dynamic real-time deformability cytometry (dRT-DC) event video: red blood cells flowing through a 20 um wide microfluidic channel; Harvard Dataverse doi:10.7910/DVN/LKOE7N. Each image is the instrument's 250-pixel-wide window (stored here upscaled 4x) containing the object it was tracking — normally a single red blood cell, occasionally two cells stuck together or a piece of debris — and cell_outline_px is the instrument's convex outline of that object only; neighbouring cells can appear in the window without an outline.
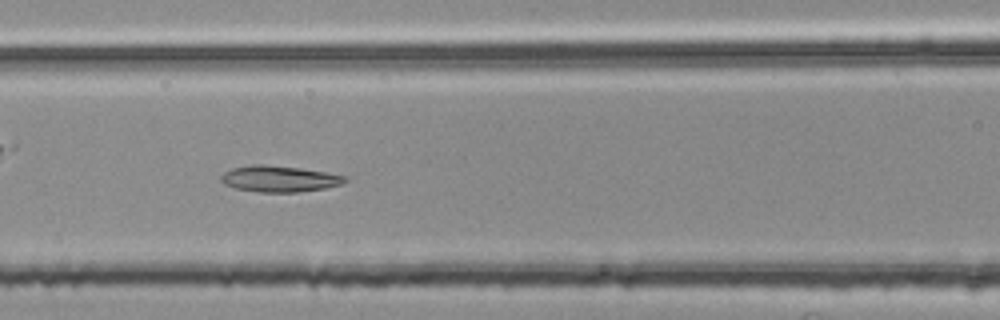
{"species": "common noctule bat (a hibernating species)", "species_latin": "Nyctalus noctula", "temperature_condition": "room temperature", "stored_images_in_passage": 39, "camera_frame_rate_fps": 3000, "um_per_image_px": 0.085, "animal": {"sex": "female", "body_mass_g": 25.1}, "frame": {"image": 1, "passage_image": 9, "time_ms": 2.667, "image_size_px": [1000, 320], "cell_outline_px": [[348, 180], [340, 184], [324, 188], [300, 192], [260, 192], [236, 188], [224, 184], [220, 180], [220, 176], [224, 172], [232, 168], [252, 164], [268, 164], [300, 168], [328, 172], [348, 176]], "centroid_in_image_um": [23.74, 15.18], "position_along_channel_um": 142.9, "area_um2": 19.07}}
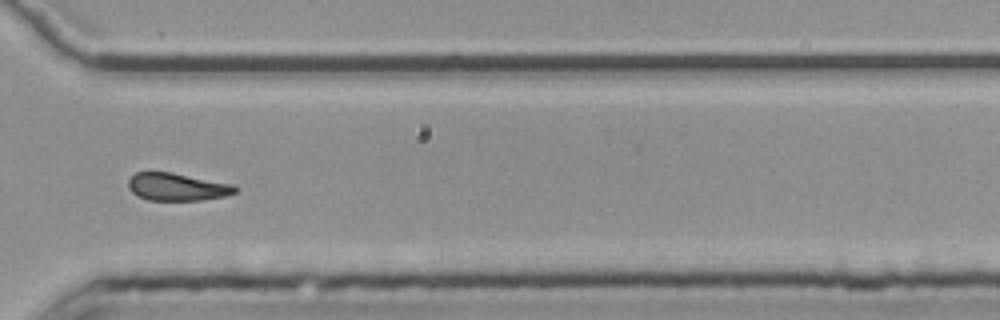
{"frame": {"image": 2, "passage_image": 26, "time_ms": 8.333, "image_size_px": [1000, 320], "cell_outline_px": [[236, 192], [224, 196], [204, 200], [148, 200], [136, 196], [128, 188], [128, 180], [136, 172], [172, 172], [232, 184], [236, 188]], "centroid_in_image_um": [15.01, 15.89], "position_along_channel_um": 355.6, "area_um2": 17.17}}
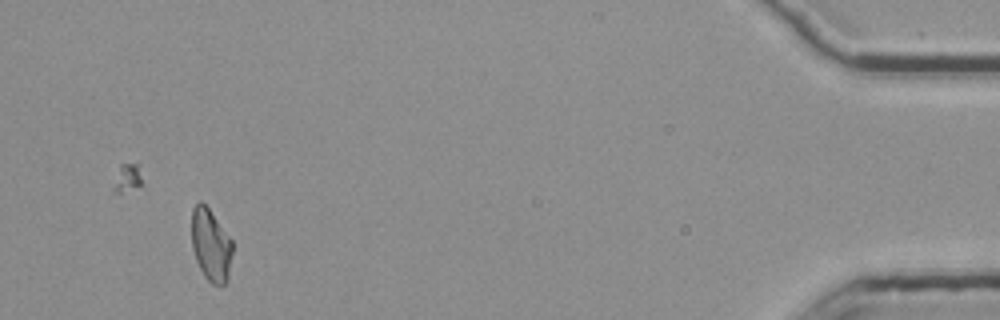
{"frame": {"image": 3, "passage_image": 37, "time_ms": 12.0, "image_size_px": [1000, 320], "cell_outline_px": [[232, 252], [228, 280], [224, 284], [212, 284], [204, 276], [196, 260], [192, 248], [192, 208], [200, 200], [208, 208], [232, 240]], "centroid_in_image_um": [17.92, 20.84], "position_along_channel_um": 417.3, "area_um2": 17.05}, "authors_computed_cell_mechanics": {"area_um2": 17.7446, "velocity_mm_per_s": 3.758, "shape_relaxation_time_tau1_ms": null, "shape_relaxation_time_tau2_ms": 4.5899, "deformation_change_tau1": null, "deformation_change_tau2": 0.1266}}